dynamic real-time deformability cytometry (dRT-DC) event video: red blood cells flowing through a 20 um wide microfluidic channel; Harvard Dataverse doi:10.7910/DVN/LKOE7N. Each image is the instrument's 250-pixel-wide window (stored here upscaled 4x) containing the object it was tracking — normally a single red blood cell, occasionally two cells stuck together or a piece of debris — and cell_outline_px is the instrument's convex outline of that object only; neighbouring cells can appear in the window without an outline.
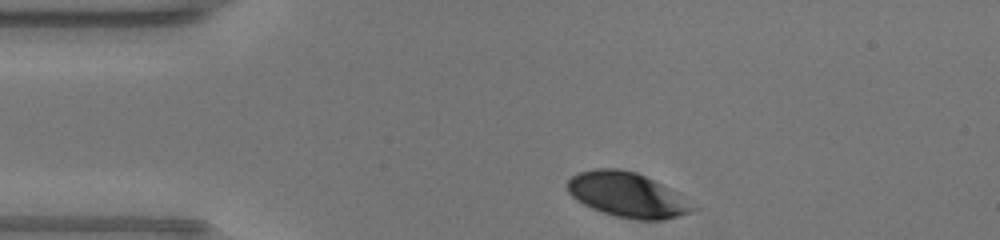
{"species": "human", "species_latin": "Homo sapiens", "temperature_condition": "warm", "stored_images_in_passage": 31, "camera_frame_rate_fps": 3000, "um_per_image_px": 0.085, "donor": {"sex": "male"}, "frame": {"image": 1, "passage_image": 1, "time_ms": 0.0, "image_size_px": [1000, 240], "cell_outline_px": [[700, 208], [664, 220], [632, 220], [616, 216], [592, 208], [576, 200], [568, 192], [568, 180], [572, 176], [580, 172], [596, 168], [616, 168], [636, 172], [676, 192]], "centroid_in_image_um": [53.32, 16.57], "position_along_channel_um": 31.7, "area_um2": 32.43}}
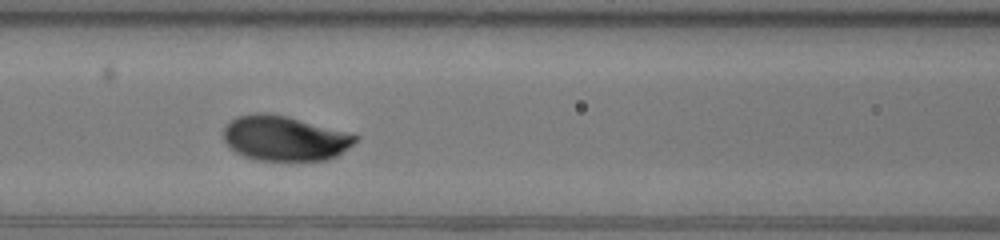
{"frame": {"image": 2, "passage_image": 12, "time_ms": 3.667, "image_size_px": [1000, 240], "cell_outline_px": [[360, 136], [348, 148], [336, 156], [328, 160], [256, 160], [244, 156], [236, 152], [224, 140], [224, 128], [236, 116], [252, 112], [264, 112], [288, 116]], "centroid_in_image_um": [24.17, 11.74], "position_along_channel_um": 142.4, "area_um2": 34.33}}
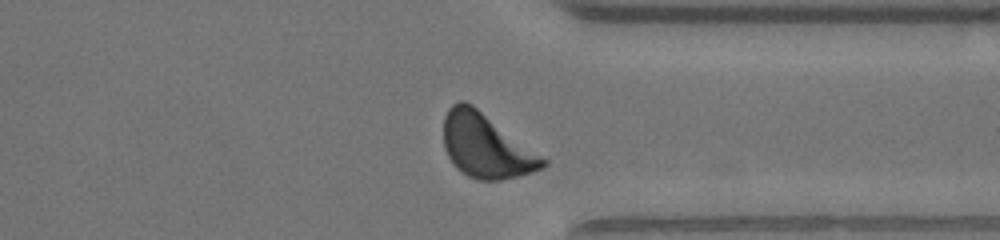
{"frame": {"image": 3, "passage_image": 28, "time_ms": 9.0, "image_size_px": [1000, 240], "cell_outline_px": [[548, 164], [544, 168], [532, 172], [500, 180], [480, 180], [468, 176], [460, 172], [452, 164], [444, 148], [444, 116], [448, 108], [452, 104], [460, 100], [464, 100], [472, 104], [548, 160]], "centroid_in_image_um": [41.29, 12.4], "position_along_channel_um": 370.1, "area_um2": 36.99}, "authors_computed_cell_mechanics": {"area_um2": 34.6222, "velocity_mm_per_s": 4.3211, "shape_relaxation_time_tau1_ms": 1.9348, "shape_relaxation_time_tau2_ms": null, "deformation_change_tau1": 0.1433, "deformation_change_tau2": null}}